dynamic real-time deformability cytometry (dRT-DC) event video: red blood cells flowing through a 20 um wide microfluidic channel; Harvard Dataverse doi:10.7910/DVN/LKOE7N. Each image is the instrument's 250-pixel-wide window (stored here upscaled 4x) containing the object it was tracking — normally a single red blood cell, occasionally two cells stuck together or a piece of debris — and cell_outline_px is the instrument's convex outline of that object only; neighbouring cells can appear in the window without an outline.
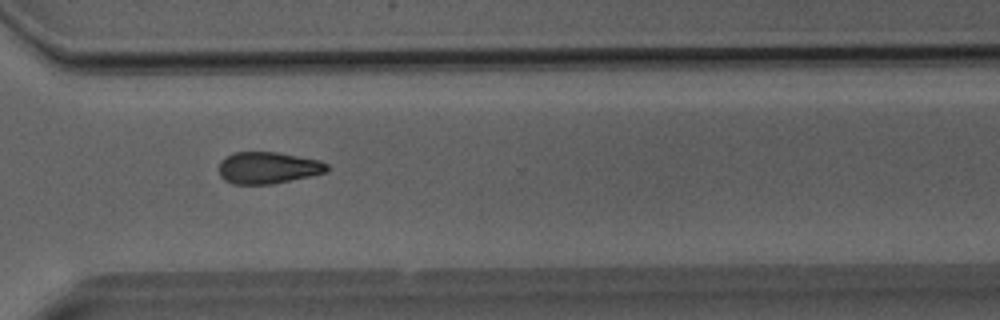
{"species": "Egyptian fruit bat (a non-hibernating species)", "species_latin": "Rousettus aegyptiacus", "temperature_condition": "room temperature", "stored_images_in_passage": 20, "camera_frame_rate_fps": 3000, "um_per_image_px": 0.085, "animal": {"sex": "male"}, "frame": {"image": 1, "passage_image": 16, "time_ms": 5.0, "image_size_px": [1000, 320], "cell_outline_px": [[328, 172], [312, 176], [272, 184], [232, 184], [224, 180], [220, 176], [220, 160], [236, 152], [276, 152], [320, 160], [328, 164]], "centroid_in_image_um": [22.81, 14.27], "position_along_channel_um": 347.8, "area_um2": 20.06}}
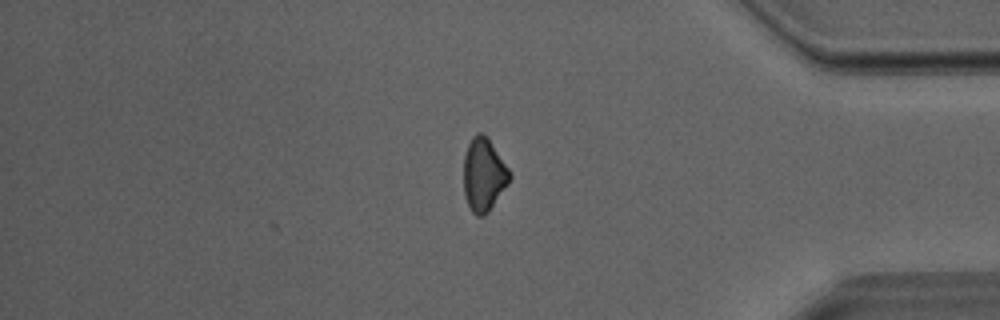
{"frame": {"image": 2, "passage_image": 20, "time_ms": 6.333, "image_size_px": [1000, 320], "cell_outline_px": [[512, 176], [508, 184], [488, 212], [484, 216], [476, 216], [472, 212], [464, 196], [464, 156], [468, 144], [472, 136], [480, 132], [488, 136], [512, 172]], "centroid_in_image_um": [41.13, 14.83], "position_along_channel_um": 394.1, "area_um2": 19.88}}